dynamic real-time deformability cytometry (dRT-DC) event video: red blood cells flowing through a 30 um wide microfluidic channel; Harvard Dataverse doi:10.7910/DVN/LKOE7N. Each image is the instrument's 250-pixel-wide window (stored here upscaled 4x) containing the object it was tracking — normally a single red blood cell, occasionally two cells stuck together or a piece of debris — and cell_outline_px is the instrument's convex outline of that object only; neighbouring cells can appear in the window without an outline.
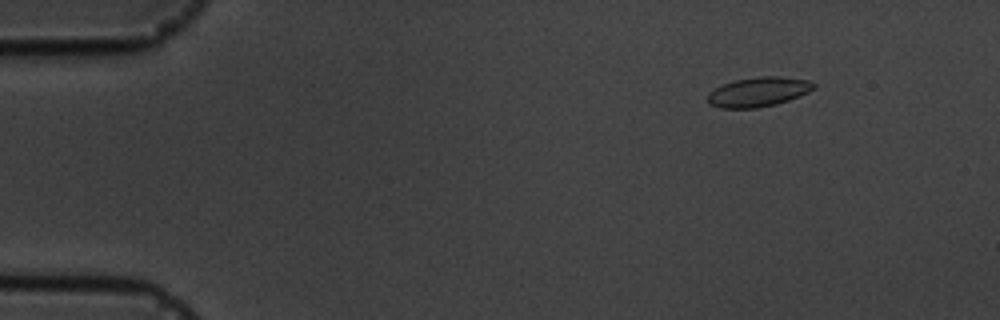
{"species": "common noctule bat (a hibernating species)", "species_latin": "Nyctalus noctula", "temperature_condition": "cold", "stored_images_in_passage": 5, "camera_frame_rate_fps": 3000, "um_per_image_px": 0.085, "animal": {"sex": "male", "body_mass_g": 19.5, "forearm_length_mm": 54.6}, "frame": {"image": 1, "passage_image": 2, "time_ms": 1.333, "image_size_px": [1000, 320], "cell_outline_px": [[816, 88], [808, 92], [788, 100], [776, 104], [756, 108], [720, 108], [708, 104], [708, 92], [724, 84], [736, 80], [760, 76], [780, 76], [808, 80], [816, 84]], "centroid_in_image_um": [64.47, 7.81], "position_along_channel_um": 20.5, "area_um2": 18.21}}
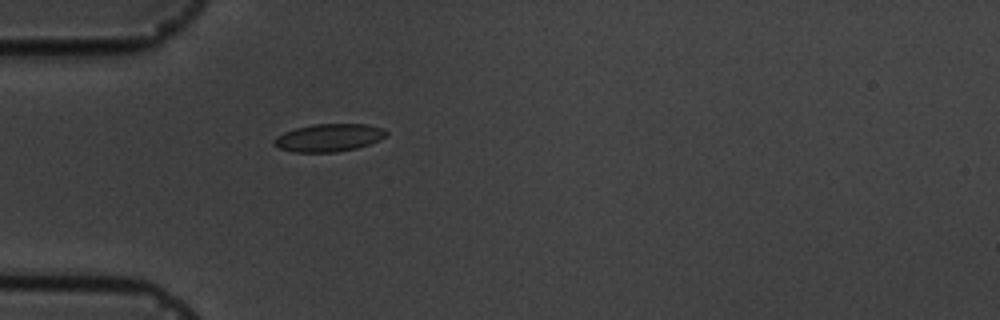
{"frame": {"image": 2, "passage_image": 5, "time_ms": 4.667, "image_size_px": [1000, 320], "cell_outline_px": [[388, 132], [380, 140], [356, 148], [336, 152], [296, 152], [280, 148], [272, 144], [272, 140], [276, 136], [284, 132], [296, 128], [312, 124], [364, 124], [380, 128]], "centroid_in_image_um": [27.9, 11.7], "position_along_channel_um": 57.1, "area_um2": 17.98}}